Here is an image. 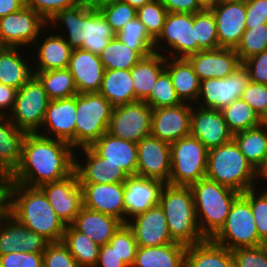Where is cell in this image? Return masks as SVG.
I'll use <instances>...</instances> for the list:
<instances>
[{
	"label": "cell",
	"instance_id": "7c38bea8",
	"mask_svg": "<svg viewBox=\"0 0 267 267\" xmlns=\"http://www.w3.org/2000/svg\"><path fill=\"white\" fill-rule=\"evenodd\" d=\"M250 82V73L243 65L226 78H210L200 81V91L197 101H203L199 107L205 109L221 110L234 100L240 99L247 84Z\"/></svg>",
	"mask_w": 267,
	"mask_h": 267
},
{
	"label": "cell",
	"instance_id": "db71d44e",
	"mask_svg": "<svg viewBox=\"0 0 267 267\" xmlns=\"http://www.w3.org/2000/svg\"><path fill=\"white\" fill-rule=\"evenodd\" d=\"M84 0H24L25 6L49 22L59 11L81 4Z\"/></svg>",
	"mask_w": 267,
	"mask_h": 267
},
{
	"label": "cell",
	"instance_id": "484cf974",
	"mask_svg": "<svg viewBox=\"0 0 267 267\" xmlns=\"http://www.w3.org/2000/svg\"><path fill=\"white\" fill-rule=\"evenodd\" d=\"M68 69L78 94L99 92L105 72L99 55L82 49L72 50Z\"/></svg>",
	"mask_w": 267,
	"mask_h": 267
},
{
	"label": "cell",
	"instance_id": "681fc988",
	"mask_svg": "<svg viewBox=\"0 0 267 267\" xmlns=\"http://www.w3.org/2000/svg\"><path fill=\"white\" fill-rule=\"evenodd\" d=\"M108 244L128 267L133 266L138 245L131 228L126 223L121 224Z\"/></svg>",
	"mask_w": 267,
	"mask_h": 267
},
{
	"label": "cell",
	"instance_id": "8992f818",
	"mask_svg": "<svg viewBox=\"0 0 267 267\" xmlns=\"http://www.w3.org/2000/svg\"><path fill=\"white\" fill-rule=\"evenodd\" d=\"M256 177L257 170L233 139L208 150L206 178L242 194L255 187Z\"/></svg>",
	"mask_w": 267,
	"mask_h": 267
},
{
	"label": "cell",
	"instance_id": "30bf717a",
	"mask_svg": "<svg viewBox=\"0 0 267 267\" xmlns=\"http://www.w3.org/2000/svg\"><path fill=\"white\" fill-rule=\"evenodd\" d=\"M50 99L33 75L19 90L9 120L26 133H39Z\"/></svg>",
	"mask_w": 267,
	"mask_h": 267
},
{
	"label": "cell",
	"instance_id": "6f0895ef",
	"mask_svg": "<svg viewBox=\"0 0 267 267\" xmlns=\"http://www.w3.org/2000/svg\"><path fill=\"white\" fill-rule=\"evenodd\" d=\"M250 73V81L267 85V50L243 62Z\"/></svg>",
	"mask_w": 267,
	"mask_h": 267
},
{
	"label": "cell",
	"instance_id": "ba28073f",
	"mask_svg": "<svg viewBox=\"0 0 267 267\" xmlns=\"http://www.w3.org/2000/svg\"><path fill=\"white\" fill-rule=\"evenodd\" d=\"M113 107L99 93L77 94L75 149L91 146L108 131Z\"/></svg>",
	"mask_w": 267,
	"mask_h": 267
},
{
	"label": "cell",
	"instance_id": "d6a6232c",
	"mask_svg": "<svg viewBox=\"0 0 267 267\" xmlns=\"http://www.w3.org/2000/svg\"><path fill=\"white\" fill-rule=\"evenodd\" d=\"M164 56L155 50L131 68L135 101H144L151 94L159 75L165 70L166 57Z\"/></svg>",
	"mask_w": 267,
	"mask_h": 267
},
{
	"label": "cell",
	"instance_id": "9c48e42d",
	"mask_svg": "<svg viewBox=\"0 0 267 267\" xmlns=\"http://www.w3.org/2000/svg\"><path fill=\"white\" fill-rule=\"evenodd\" d=\"M211 239L230 251L264 244L258 236L250 202L242 194L233 202L225 224Z\"/></svg>",
	"mask_w": 267,
	"mask_h": 267
},
{
	"label": "cell",
	"instance_id": "60d3db41",
	"mask_svg": "<svg viewBox=\"0 0 267 267\" xmlns=\"http://www.w3.org/2000/svg\"><path fill=\"white\" fill-rule=\"evenodd\" d=\"M105 70H131L142 57L130 47L121 42L117 36L99 54Z\"/></svg>",
	"mask_w": 267,
	"mask_h": 267
},
{
	"label": "cell",
	"instance_id": "277c9868",
	"mask_svg": "<svg viewBox=\"0 0 267 267\" xmlns=\"http://www.w3.org/2000/svg\"><path fill=\"white\" fill-rule=\"evenodd\" d=\"M159 206L166 216L168 229L174 242L191 246L206 238L200 232L192 190L189 186L165 184Z\"/></svg>",
	"mask_w": 267,
	"mask_h": 267
},
{
	"label": "cell",
	"instance_id": "e575fe53",
	"mask_svg": "<svg viewBox=\"0 0 267 267\" xmlns=\"http://www.w3.org/2000/svg\"><path fill=\"white\" fill-rule=\"evenodd\" d=\"M37 49L38 63L33 72L68 68L72 49L66 42L65 36L48 35Z\"/></svg>",
	"mask_w": 267,
	"mask_h": 267
},
{
	"label": "cell",
	"instance_id": "7402d4cb",
	"mask_svg": "<svg viewBox=\"0 0 267 267\" xmlns=\"http://www.w3.org/2000/svg\"><path fill=\"white\" fill-rule=\"evenodd\" d=\"M76 105L77 95L50 100L42 126L47 127V132L51 133L44 134L43 131L40 135L48 138L55 137L69 143L75 149Z\"/></svg>",
	"mask_w": 267,
	"mask_h": 267
},
{
	"label": "cell",
	"instance_id": "f5cc1de1",
	"mask_svg": "<svg viewBox=\"0 0 267 267\" xmlns=\"http://www.w3.org/2000/svg\"><path fill=\"white\" fill-rule=\"evenodd\" d=\"M231 254L235 267H267V249L264 245L237 248Z\"/></svg>",
	"mask_w": 267,
	"mask_h": 267
},
{
	"label": "cell",
	"instance_id": "83f0119b",
	"mask_svg": "<svg viewBox=\"0 0 267 267\" xmlns=\"http://www.w3.org/2000/svg\"><path fill=\"white\" fill-rule=\"evenodd\" d=\"M90 147L100 157L107 159V162L121 166L129 176L136 175L137 143L120 139L106 132Z\"/></svg>",
	"mask_w": 267,
	"mask_h": 267
},
{
	"label": "cell",
	"instance_id": "2644e50d",
	"mask_svg": "<svg viewBox=\"0 0 267 267\" xmlns=\"http://www.w3.org/2000/svg\"><path fill=\"white\" fill-rule=\"evenodd\" d=\"M0 203H2V198H1V180H0Z\"/></svg>",
	"mask_w": 267,
	"mask_h": 267
},
{
	"label": "cell",
	"instance_id": "8d00e7d4",
	"mask_svg": "<svg viewBox=\"0 0 267 267\" xmlns=\"http://www.w3.org/2000/svg\"><path fill=\"white\" fill-rule=\"evenodd\" d=\"M20 47L0 50V83L19 90L32 76L31 66L19 55Z\"/></svg>",
	"mask_w": 267,
	"mask_h": 267
},
{
	"label": "cell",
	"instance_id": "603a6c76",
	"mask_svg": "<svg viewBox=\"0 0 267 267\" xmlns=\"http://www.w3.org/2000/svg\"><path fill=\"white\" fill-rule=\"evenodd\" d=\"M190 134L210 150L230 142L233 134L229 131L220 110L192 107Z\"/></svg>",
	"mask_w": 267,
	"mask_h": 267
},
{
	"label": "cell",
	"instance_id": "4fadbf2b",
	"mask_svg": "<svg viewBox=\"0 0 267 267\" xmlns=\"http://www.w3.org/2000/svg\"><path fill=\"white\" fill-rule=\"evenodd\" d=\"M37 12L24 6L19 11L0 18V43L4 47L38 45L43 26L48 25Z\"/></svg>",
	"mask_w": 267,
	"mask_h": 267
},
{
	"label": "cell",
	"instance_id": "5b68a950",
	"mask_svg": "<svg viewBox=\"0 0 267 267\" xmlns=\"http://www.w3.org/2000/svg\"><path fill=\"white\" fill-rule=\"evenodd\" d=\"M189 187L200 232L205 238H212L225 224L230 208L240 193L206 177Z\"/></svg>",
	"mask_w": 267,
	"mask_h": 267
},
{
	"label": "cell",
	"instance_id": "f546056e",
	"mask_svg": "<svg viewBox=\"0 0 267 267\" xmlns=\"http://www.w3.org/2000/svg\"><path fill=\"white\" fill-rule=\"evenodd\" d=\"M6 118V119H5ZM7 115H0V180H5L19 165L24 130L18 129Z\"/></svg>",
	"mask_w": 267,
	"mask_h": 267
},
{
	"label": "cell",
	"instance_id": "cb8c5ba5",
	"mask_svg": "<svg viewBox=\"0 0 267 267\" xmlns=\"http://www.w3.org/2000/svg\"><path fill=\"white\" fill-rule=\"evenodd\" d=\"M186 59L193 66L200 81L226 78L242 64L235 49L229 48L201 50Z\"/></svg>",
	"mask_w": 267,
	"mask_h": 267
},
{
	"label": "cell",
	"instance_id": "ffe728a7",
	"mask_svg": "<svg viewBox=\"0 0 267 267\" xmlns=\"http://www.w3.org/2000/svg\"><path fill=\"white\" fill-rule=\"evenodd\" d=\"M191 111L192 106L184 102L153 109L150 135L168 143L190 135Z\"/></svg>",
	"mask_w": 267,
	"mask_h": 267
},
{
	"label": "cell",
	"instance_id": "753ad0ef",
	"mask_svg": "<svg viewBox=\"0 0 267 267\" xmlns=\"http://www.w3.org/2000/svg\"><path fill=\"white\" fill-rule=\"evenodd\" d=\"M4 46L0 43V50L3 48Z\"/></svg>",
	"mask_w": 267,
	"mask_h": 267
},
{
	"label": "cell",
	"instance_id": "6da1fadb",
	"mask_svg": "<svg viewBox=\"0 0 267 267\" xmlns=\"http://www.w3.org/2000/svg\"><path fill=\"white\" fill-rule=\"evenodd\" d=\"M74 148L67 142L39 133H27L22 143L19 165L1 182L39 187L67 178L74 172Z\"/></svg>",
	"mask_w": 267,
	"mask_h": 267
},
{
	"label": "cell",
	"instance_id": "7bdbcfd3",
	"mask_svg": "<svg viewBox=\"0 0 267 267\" xmlns=\"http://www.w3.org/2000/svg\"><path fill=\"white\" fill-rule=\"evenodd\" d=\"M220 111L233 135L260 125V116L241 98L234 100Z\"/></svg>",
	"mask_w": 267,
	"mask_h": 267
},
{
	"label": "cell",
	"instance_id": "74e56055",
	"mask_svg": "<svg viewBox=\"0 0 267 267\" xmlns=\"http://www.w3.org/2000/svg\"><path fill=\"white\" fill-rule=\"evenodd\" d=\"M233 140L241 153L258 171L267 159V128L258 125L235 133Z\"/></svg>",
	"mask_w": 267,
	"mask_h": 267
},
{
	"label": "cell",
	"instance_id": "5bb4252c",
	"mask_svg": "<svg viewBox=\"0 0 267 267\" xmlns=\"http://www.w3.org/2000/svg\"><path fill=\"white\" fill-rule=\"evenodd\" d=\"M46 196L57 216L65 225H71L83 206L82 188L74 171L67 178L38 187Z\"/></svg>",
	"mask_w": 267,
	"mask_h": 267
},
{
	"label": "cell",
	"instance_id": "94428289",
	"mask_svg": "<svg viewBox=\"0 0 267 267\" xmlns=\"http://www.w3.org/2000/svg\"><path fill=\"white\" fill-rule=\"evenodd\" d=\"M169 13L195 14L203 11L197 0H161Z\"/></svg>",
	"mask_w": 267,
	"mask_h": 267
},
{
	"label": "cell",
	"instance_id": "bcb514c9",
	"mask_svg": "<svg viewBox=\"0 0 267 267\" xmlns=\"http://www.w3.org/2000/svg\"><path fill=\"white\" fill-rule=\"evenodd\" d=\"M264 50H267V23L246 28L235 49L241 63Z\"/></svg>",
	"mask_w": 267,
	"mask_h": 267
},
{
	"label": "cell",
	"instance_id": "c3c4849f",
	"mask_svg": "<svg viewBox=\"0 0 267 267\" xmlns=\"http://www.w3.org/2000/svg\"><path fill=\"white\" fill-rule=\"evenodd\" d=\"M167 13L161 0H153L137 8L136 17L145 25L148 33L156 39L162 32Z\"/></svg>",
	"mask_w": 267,
	"mask_h": 267
},
{
	"label": "cell",
	"instance_id": "4316f807",
	"mask_svg": "<svg viewBox=\"0 0 267 267\" xmlns=\"http://www.w3.org/2000/svg\"><path fill=\"white\" fill-rule=\"evenodd\" d=\"M83 154L87 157L86 164H81L75 158L74 171L79 177L80 183H124L128 174L107 159L100 157L90 146L82 147ZM78 161V162H77Z\"/></svg>",
	"mask_w": 267,
	"mask_h": 267
},
{
	"label": "cell",
	"instance_id": "ab89813d",
	"mask_svg": "<svg viewBox=\"0 0 267 267\" xmlns=\"http://www.w3.org/2000/svg\"><path fill=\"white\" fill-rule=\"evenodd\" d=\"M50 100L68 98L77 95L73 76L68 68L43 72H33Z\"/></svg>",
	"mask_w": 267,
	"mask_h": 267
},
{
	"label": "cell",
	"instance_id": "d4e9b609",
	"mask_svg": "<svg viewBox=\"0 0 267 267\" xmlns=\"http://www.w3.org/2000/svg\"><path fill=\"white\" fill-rule=\"evenodd\" d=\"M132 219L134 221H128L126 224L131 228L139 247L160 246L174 242L168 229L166 216L159 205Z\"/></svg>",
	"mask_w": 267,
	"mask_h": 267
},
{
	"label": "cell",
	"instance_id": "e0dca14e",
	"mask_svg": "<svg viewBox=\"0 0 267 267\" xmlns=\"http://www.w3.org/2000/svg\"><path fill=\"white\" fill-rule=\"evenodd\" d=\"M171 170L170 143L149 135L137 143L136 175L169 182Z\"/></svg>",
	"mask_w": 267,
	"mask_h": 267
},
{
	"label": "cell",
	"instance_id": "1f68e13d",
	"mask_svg": "<svg viewBox=\"0 0 267 267\" xmlns=\"http://www.w3.org/2000/svg\"><path fill=\"white\" fill-rule=\"evenodd\" d=\"M185 267H235L231 251L211 238L187 246Z\"/></svg>",
	"mask_w": 267,
	"mask_h": 267
},
{
	"label": "cell",
	"instance_id": "4dcf8cb0",
	"mask_svg": "<svg viewBox=\"0 0 267 267\" xmlns=\"http://www.w3.org/2000/svg\"><path fill=\"white\" fill-rule=\"evenodd\" d=\"M187 246L172 242L160 246L139 247L132 267H185Z\"/></svg>",
	"mask_w": 267,
	"mask_h": 267
},
{
	"label": "cell",
	"instance_id": "ee69618b",
	"mask_svg": "<svg viewBox=\"0 0 267 267\" xmlns=\"http://www.w3.org/2000/svg\"><path fill=\"white\" fill-rule=\"evenodd\" d=\"M97 9L117 34L123 26L136 17L137 9L123 0H96Z\"/></svg>",
	"mask_w": 267,
	"mask_h": 267
},
{
	"label": "cell",
	"instance_id": "03108f58",
	"mask_svg": "<svg viewBox=\"0 0 267 267\" xmlns=\"http://www.w3.org/2000/svg\"><path fill=\"white\" fill-rule=\"evenodd\" d=\"M123 1L126 2L127 4H129L130 6L135 7L137 9V8L142 7L146 3H149L153 0H123Z\"/></svg>",
	"mask_w": 267,
	"mask_h": 267
},
{
	"label": "cell",
	"instance_id": "7a4b0ae2",
	"mask_svg": "<svg viewBox=\"0 0 267 267\" xmlns=\"http://www.w3.org/2000/svg\"><path fill=\"white\" fill-rule=\"evenodd\" d=\"M2 206L21 224L49 243L63 240L66 225L38 187L1 182Z\"/></svg>",
	"mask_w": 267,
	"mask_h": 267
},
{
	"label": "cell",
	"instance_id": "f1b7e54d",
	"mask_svg": "<svg viewBox=\"0 0 267 267\" xmlns=\"http://www.w3.org/2000/svg\"><path fill=\"white\" fill-rule=\"evenodd\" d=\"M121 224L122 222L114 216L82 206L71 225L97 245L102 246L108 244Z\"/></svg>",
	"mask_w": 267,
	"mask_h": 267
},
{
	"label": "cell",
	"instance_id": "a7ac6f4b",
	"mask_svg": "<svg viewBox=\"0 0 267 267\" xmlns=\"http://www.w3.org/2000/svg\"><path fill=\"white\" fill-rule=\"evenodd\" d=\"M260 125L267 128V107L263 111V113L260 115Z\"/></svg>",
	"mask_w": 267,
	"mask_h": 267
},
{
	"label": "cell",
	"instance_id": "003e7915",
	"mask_svg": "<svg viewBox=\"0 0 267 267\" xmlns=\"http://www.w3.org/2000/svg\"><path fill=\"white\" fill-rule=\"evenodd\" d=\"M258 177H262L265 180H267V159L265 160L264 164L257 171V179H258Z\"/></svg>",
	"mask_w": 267,
	"mask_h": 267
},
{
	"label": "cell",
	"instance_id": "52a82bcc",
	"mask_svg": "<svg viewBox=\"0 0 267 267\" xmlns=\"http://www.w3.org/2000/svg\"><path fill=\"white\" fill-rule=\"evenodd\" d=\"M169 185L190 186L206 177L208 149L191 134L170 143Z\"/></svg>",
	"mask_w": 267,
	"mask_h": 267
},
{
	"label": "cell",
	"instance_id": "b9f144b4",
	"mask_svg": "<svg viewBox=\"0 0 267 267\" xmlns=\"http://www.w3.org/2000/svg\"><path fill=\"white\" fill-rule=\"evenodd\" d=\"M116 36L142 58L155 51V39L148 33L145 25L137 17L127 22Z\"/></svg>",
	"mask_w": 267,
	"mask_h": 267
},
{
	"label": "cell",
	"instance_id": "3957f363",
	"mask_svg": "<svg viewBox=\"0 0 267 267\" xmlns=\"http://www.w3.org/2000/svg\"><path fill=\"white\" fill-rule=\"evenodd\" d=\"M66 26V42L72 50L82 49L99 55L116 36L94 2L84 0L81 4L59 11L49 24Z\"/></svg>",
	"mask_w": 267,
	"mask_h": 267
},
{
	"label": "cell",
	"instance_id": "ac0fdd59",
	"mask_svg": "<svg viewBox=\"0 0 267 267\" xmlns=\"http://www.w3.org/2000/svg\"><path fill=\"white\" fill-rule=\"evenodd\" d=\"M83 206L116 217L127 223L124 208V183H80Z\"/></svg>",
	"mask_w": 267,
	"mask_h": 267
},
{
	"label": "cell",
	"instance_id": "89a4df30",
	"mask_svg": "<svg viewBox=\"0 0 267 267\" xmlns=\"http://www.w3.org/2000/svg\"><path fill=\"white\" fill-rule=\"evenodd\" d=\"M227 1H230V2H237V3H248L250 0H227Z\"/></svg>",
	"mask_w": 267,
	"mask_h": 267
},
{
	"label": "cell",
	"instance_id": "8c879c8a",
	"mask_svg": "<svg viewBox=\"0 0 267 267\" xmlns=\"http://www.w3.org/2000/svg\"><path fill=\"white\" fill-rule=\"evenodd\" d=\"M265 247H266V249H267V239L264 241V244H263Z\"/></svg>",
	"mask_w": 267,
	"mask_h": 267
},
{
	"label": "cell",
	"instance_id": "836d02e7",
	"mask_svg": "<svg viewBox=\"0 0 267 267\" xmlns=\"http://www.w3.org/2000/svg\"><path fill=\"white\" fill-rule=\"evenodd\" d=\"M165 62V70L169 73L174 89L179 99L187 103L188 101L195 103L200 91V80L194 72L193 66L186 58H172Z\"/></svg>",
	"mask_w": 267,
	"mask_h": 267
},
{
	"label": "cell",
	"instance_id": "f6af8a7d",
	"mask_svg": "<svg viewBox=\"0 0 267 267\" xmlns=\"http://www.w3.org/2000/svg\"><path fill=\"white\" fill-rule=\"evenodd\" d=\"M193 28H195L198 52L219 48L216 20L210 10L193 14Z\"/></svg>",
	"mask_w": 267,
	"mask_h": 267
},
{
	"label": "cell",
	"instance_id": "d6986e66",
	"mask_svg": "<svg viewBox=\"0 0 267 267\" xmlns=\"http://www.w3.org/2000/svg\"><path fill=\"white\" fill-rule=\"evenodd\" d=\"M210 11L216 20L219 48L236 49L246 30V4L220 0Z\"/></svg>",
	"mask_w": 267,
	"mask_h": 267
},
{
	"label": "cell",
	"instance_id": "2e32d148",
	"mask_svg": "<svg viewBox=\"0 0 267 267\" xmlns=\"http://www.w3.org/2000/svg\"><path fill=\"white\" fill-rule=\"evenodd\" d=\"M160 40L166 41L172 47V58H187L197 53L198 43L195 39V28H193V14L168 12L162 32L155 39L154 48L159 49L162 46L161 44L157 46Z\"/></svg>",
	"mask_w": 267,
	"mask_h": 267
},
{
	"label": "cell",
	"instance_id": "be15d7a7",
	"mask_svg": "<svg viewBox=\"0 0 267 267\" xmlns=\"http://www.w3.org/2000/svg\"><path fill=\"white\" fill-rule=\"evenodd\" d=\"M24 6V0H0V18L17 12Z\"/></svg>",
	"mask_w": 267,
	"mask_h": 267
},
{
	"label": "cell",
	"instance_id": "91938a15",
	"mask_svg": "<svg viewBox=\"0 0 267 267\" xmlns=\"http://www.w3.org/2000/svg\"><path fill=\"white\" fill-rule=\"evenodd\" d=\"M128 267L116 251L109 245L100 246L95 267Z\"/></svg>",
	"mask_w": 267,
	"mask_h": 267
},
{
	"label": "cell",
	"instance_id": "e7e4bbea",
	"mask_svg": "<svg viewBox=\"0 0 267 267\" xmlns=\"http://www.w3.org/2000/svg\"><path fill=\"white\" fill-rule=\"evenodd\" d=\"M220 0H197L203 10L212 9Z\"/></svg>",
	"mask_w": 267,
	"mask_h": 267
},
{
	"label": "cell",
	"instance_id": "6125c7cd",
	"mask_svg": "<svg viewBox=\"0 0 267 267\" xmlns=\"http://www.w3.org/2000/svg\"><path fill=\"white\" fill-rule=\"evenodd\" d=\"M16 94H17V89L0 83V115L2 116L5 115L7 111H4L5 110L4 108H7L6 110H8L9 108L7 114V116H9V112L12 111L16 100Z\"/></svg>",
	"mask_w": 267,
	"mask_h": 267
},
{
	"label": "cell",
	"instance_id": "f35d334b",
	"mask_svg": "<svg viewBox=\"0 0 267 267\" xmlns=\"http://www.w3.org/2000/svg\"><path fill=\"white\" fill-rule=\"evenodd\" d=\"M62 242L68 247L79 267H95L100 246L77 231L72 225H66Z\"/></svg>",
	"mask_w": 267,
	"mask_h": 267
},
{
	"label": "cell",
	"instance_id": "9f6ffc18",
	"mask_svg": "<svg viewBox=\"0 0 267 267\" xmlns=\"http://www.w3.org/2000/svg\"><path fill=\"white\" fill-rule=\"evenodd\" d=\"M43 253L13 252L0 255L1 267H43Z\"/></svg>",
	"mask_w": 267,
	"mask_h": 267
},
{
	"label": "cell",
	"instance_id": "9a60e30c",
	"mask_svg": "<svg viewBox=\"0 0 267 267\" xmlns=\"http://www.w3.org/2000/svg\"><path fill=\"white\" fill-rule=\"evenodd\" d=\"M48 243L0 206V255L13 252L43 253Z\"/></svg>",
	"mask_w": 267,
	"mask_h": 267
},
{
	"label": "cell",
	"instance_id": "f907efd6",
	"mask_svg": "<svg viewBox=\"0 0 267 267\" xmlns=\"http://www.w3.org/2000/svg\"><path fill=\"white\" fill-rule=\"evenodd\" d=\"M255 192V188H251L242 195L250 202L258 236L264 242L267 239V190L261 191L259 196Z\"/></svg>",
	"mask_w": 267,
	"mask_h": 267
},
{
	"label": "cell",
	"instance_id": "680465c9",
	"mask_svg": "<svg viewBox=\"0 0 267 267\" xmlns=\"http://www.w3.org/2000/svg\"><path fill=\"white\" fill-rule=\"evenodd\" d=\"M267 23V0H250L246 3V28Z\"/></svg>",
	"mask_w": 267,
	"mask_h": 267
},
{
	"label": "cell",
	"instance_id": "d590c367",
	"mask_svg": "<svg viewBox=\"0 0 267 267\" xmlns=\"http://www.w3.org/2000/svg\"><path fill=\"white\" fill-rule=\"evenodd\" d=\"M98 93L113 106L135 102L134 83L130 70H105Z\"/></svg>",
	"mask_w": 267,
	"mask_h": 267
},
{
	"label": "cell",
	"instance_id": "816d5d0a",
	"mask_svg": "<svg viewBox=\"0 0 267 267\" xmlns=\"http://www.w3.org/2000/svg\"><path fill=\"white\" fill-rule=\"evenodd\" d=\"M43 267H79L68 247L62 242L48 243L43 252Z\"/></svg>",
	"mask_w": 267,
	"mask_h": 267
},
{
	"label": "cell",
	"instance_id": "44dd1931",
	"mask_svg": "<svg viewBox=\"0 0 267 267\" xmlns=\"http://www.w3.org/2000/svg\"><path fill=\"white\" fill-rule=\"evenodd\" d=\"M166 183L139 175H130L124 182L125 216L134 217L159 205Z\"/></svg>",
	"mask_w": 267,
	"mask_h": 267
},
{
	"label": "cell",
	"instance_id": "11a10c76",
	"mask_svg": "<svg viewBox=\"0 0 267 267\" xmlns=\"http://www.w3.org/2000/svg\"><path fill=\"white\" fill-rule=\"evenodd\" d=\"M241 99L260 116L267 107V85L250 81L243 91Z\"/></svg>",
	"mask_w": 267,
	"mask_h": 267
},
{
	"label": "cell",
	"instance_id": "8fae6325",
	"mask_svg": "<svg viewBox=\"0 0 267 267\" xmlns=\"http://www.w3.org/2000/svg\"><path fill=\"white\" fill-rule=\"evenodd\" d=\"M153 109L144 101L114 106L108 133L123 140L138 143L151 133Z\"/></svg>",
	"mask_w": 267,
	"mask_h": 267
},
{
	"label": "cell",
	"instance_id": "7dc6e473",
	"mask_svg": "<svg viewBox=\"0 0 267 267\" xmlns=\"http://www.w3.org/2000/svg\"><path fill=\"white\" fill-rule=\"evenodd\" d=\"M152 109L176 106L183 103L175 89L169 73L164 70L158 77L151 94L144 100Z\"/></svg>",
	"mask_w": 267,
	"mask_h": 267
}]
</instances>
